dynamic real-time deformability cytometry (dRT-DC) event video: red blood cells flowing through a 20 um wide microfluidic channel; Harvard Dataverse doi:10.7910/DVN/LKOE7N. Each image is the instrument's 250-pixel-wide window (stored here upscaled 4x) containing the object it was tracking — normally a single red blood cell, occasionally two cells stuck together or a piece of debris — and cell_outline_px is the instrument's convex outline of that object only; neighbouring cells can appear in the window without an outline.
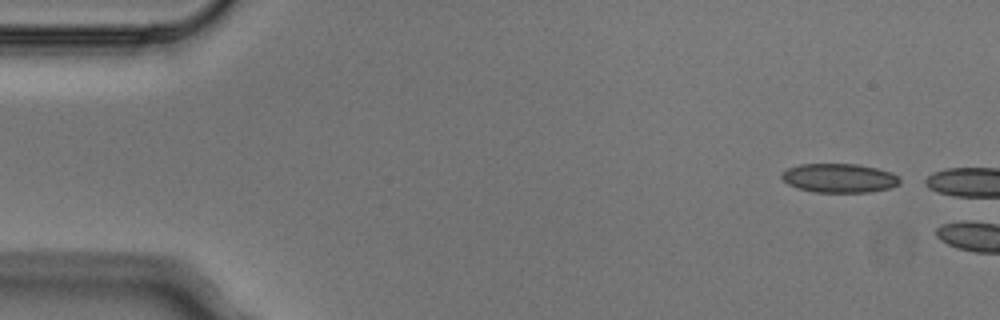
{"species": "Egyptian fruit bat (a non-hibernating species)", "species_latin": "Rousettus aegyptiacus", "temperature_condition": "cold", "stored_images_in_passage": 3, "camera_frame_rate_fps": 3000, "um_per_image_px": 0.085, "animal": {"sex": "male"}, "frame": {"image": 1, "passage_image": 1, "time_ms": 0.0, "image_size_px": [1000, 320], "cell_outline_px": [[900, 184], [892, 188], [868, 192], [812, 192], [788, 184], [780, 176], [780, 172], [788, 168], [800, 164], [856, 164], [876, 168], [892, 172], [900, 180]], "centroid_in_image_um": [71.33, 15.13], "position_along_channel_um": 13.7, "area_um2": 20.0}}